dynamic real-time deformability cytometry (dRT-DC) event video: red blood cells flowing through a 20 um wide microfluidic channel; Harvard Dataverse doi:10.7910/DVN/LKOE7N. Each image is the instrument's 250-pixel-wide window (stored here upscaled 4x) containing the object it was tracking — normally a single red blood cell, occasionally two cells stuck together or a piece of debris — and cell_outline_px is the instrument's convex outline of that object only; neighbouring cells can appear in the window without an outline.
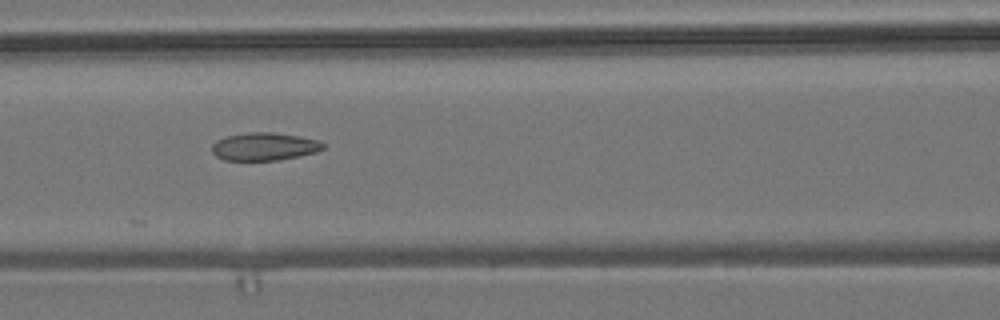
{"species": "common noctule bat (a hibernating species)", "species_latin": "Nyctalus noctula", "temperature_condition": "room temperature", "stored_images_in_passage": 9, "camera_frame_rate_fps": 3000, "um_per_image_px": 0.085, "animal": {"sex": "male", "body_mass_g": 19.2, "forearm_length_mm": 51.8}, "frame": {"image": 1, "passage_image": 5, "time_ms": 7.333, "image_size_px": [1000, 320], "cell_outline_px": [[324, 148], [316, 152], [300, 156], [280, 160], [224, 160], [216, 156], [212, 152], [212, 144], [216, 140], [224, 136], [248, 132], [272, 132], [300, 136], [320, 140], [324, 144]], "centroid_in_image_um": [22.46, 12.45], "position_along_channel_um": 144.1, "area_um2": 18.26}}
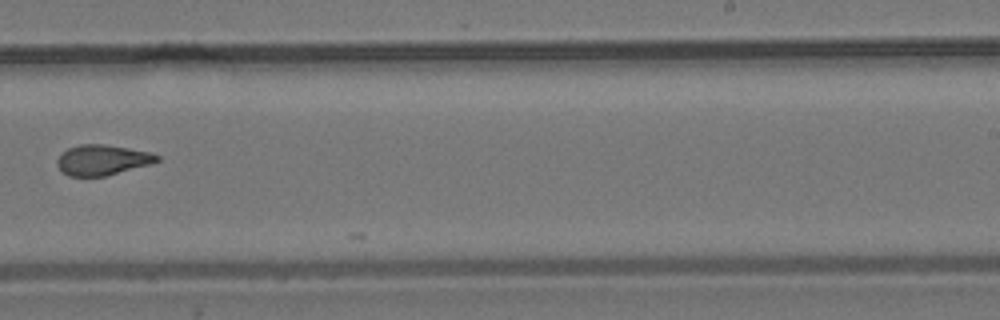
{"frame": {"image": 2, "passage_image": 8, "time_ms": 11.0, "image_size_px": [1000, 320], "cell_outline_px": [[160, 160], [152, 164], [104, 176], [68, 176], [56, 164], [56, 160], [68, 148], [80, 144], [104, 144], [152, 152], [160, 156]], "centroid_in_image_um": [8.74, 13.59], "position_along_channel_um": 280.3, "area_um2": 17.63}}
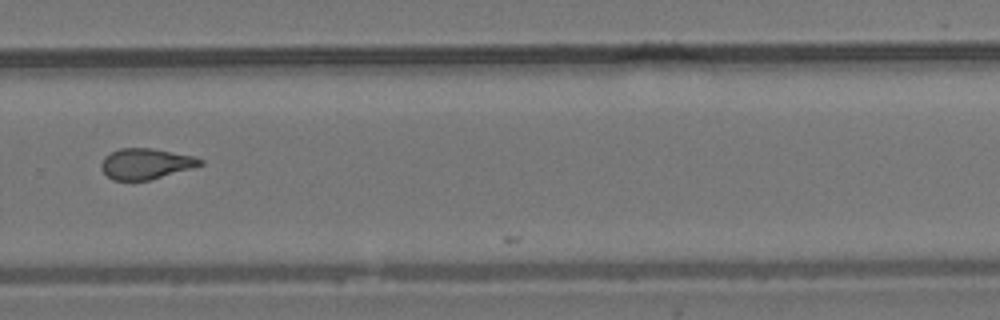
{"frame": {"image": 3, "passage_image": 9, "time_ms": 12.0, "image_size_px": [1000, 320], "cell_outline_px": [[204, 164], [192, 168], [148, 180], [112, 180], [100, 168], [100, 164], [104, 156], [120, 148], [152, 148], [192, 156], [204, 160]], "centroid_in_image_um": [12.37, 13.91], "position_along_channel_um": 317.4, "area_um2": 17.57}}